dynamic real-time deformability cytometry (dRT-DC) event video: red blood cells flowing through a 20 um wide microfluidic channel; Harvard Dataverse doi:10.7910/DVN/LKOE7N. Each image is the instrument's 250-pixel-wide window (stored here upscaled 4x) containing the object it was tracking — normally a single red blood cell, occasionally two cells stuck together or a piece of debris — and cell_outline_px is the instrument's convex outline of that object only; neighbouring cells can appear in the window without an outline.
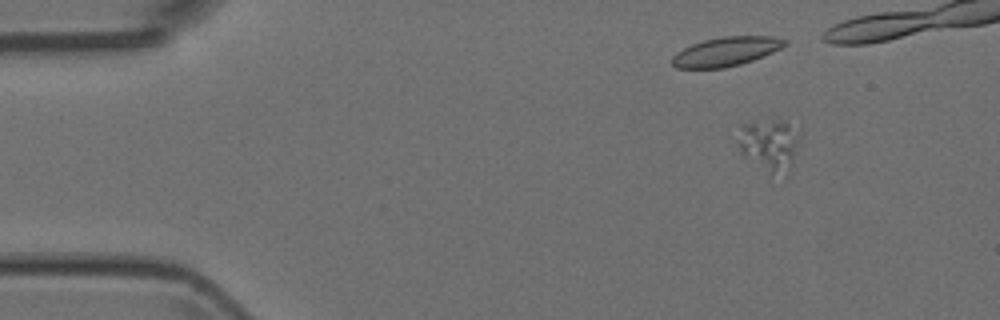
{"species": "Egyptian fruit bat (a non-hibernating species)", "species_latin": "Rousettus aegyptiacus", "temperature_condition": "room temperature", "stored_images_in_passage": 7, "camera_frame_rate_fps": 3000, "um_per_image_px": 0.085, "animal": {"sex": "female"}, "frame": {"image": 1, "passage_image": 2, "time_ms": 0.333, "image_size_px": [1000, 320], "cell_outline_px": [[800, 132], [788, 180], [772, 172], [744, 156], [740, 152], [736, 140], [740, 124], [772, 120], [784, 120], [800, 128]], "centroid_in_image_um": [65.43, 12.29], "position_along_channel_um": 19.6, "area_um2": 18.96}}